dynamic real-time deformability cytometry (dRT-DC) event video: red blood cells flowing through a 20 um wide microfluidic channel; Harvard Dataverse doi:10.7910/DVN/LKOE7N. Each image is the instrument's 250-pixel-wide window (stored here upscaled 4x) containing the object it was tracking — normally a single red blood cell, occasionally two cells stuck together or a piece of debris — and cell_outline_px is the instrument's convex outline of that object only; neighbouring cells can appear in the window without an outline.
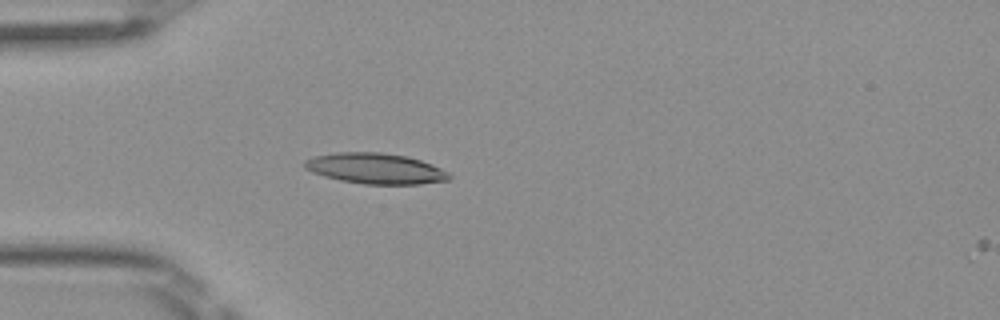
{"species": "Egyptian fruit bat (a non-hibernating species)", "species_latin": "Rousettus aegyptiacus", "temperature_condition": "room temperature", "stored_images_in_passage": 6, "camera_frame_rate_fps": 3000, "um_per_image_px": 0.085, "frame": {"image": 1, "passage_image": 5, "time_ms": 1.333, "image_size_px": [1000, 320], "cell_outline_px": [[452, 176], [448, 180], [420, 184], [364, 184], [340, 180], [324, 176], [312, 172], [304, 168], [304, 160], [312, 156], [336, 152], [380, 152], [408, 156], [432, 164], [448, 172]], "centroid_in_image_um": [31.9, 14.31], "position_along_channel_um": 53.1, "area_um2": 25.95}}